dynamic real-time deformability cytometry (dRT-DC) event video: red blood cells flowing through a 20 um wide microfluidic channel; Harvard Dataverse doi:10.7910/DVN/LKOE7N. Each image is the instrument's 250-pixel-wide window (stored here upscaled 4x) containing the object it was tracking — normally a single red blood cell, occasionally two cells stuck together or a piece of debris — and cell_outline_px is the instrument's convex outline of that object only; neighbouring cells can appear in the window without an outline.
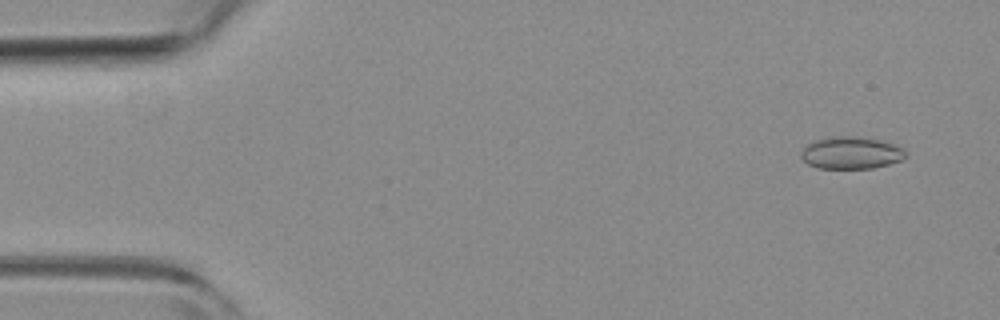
{"species": "common noctule bat (a hibernating species)", "species_latin": "Nyctalus noctula", "temperature_condition": "room temperature", "stored_images_in_passage": 7, "camera_frame_rate_fps": 3000, "um_per_image_px": 0.085, "animal": {"sex": "female", "body_mass_g": 19.3, "forearm_length_mm": 54.1}, "frame": {"image": 1, "passage_image": 2, "time_ms": 0.333, "image_size_px": [1000, 320], "cell_outline_px": [[904, 156], [900, 160], [888, 164], [872, 168], [816, 168], [808, 164], [800, 156], [800, 152], [808, 144], [816, 140], [840, 136], [860, 136], [880, 140], [896, 144], [904, 148]], "centroid_in_image_um": [72.34, 12.99], "position_along_channel_um": 12.7, "area_um2": 19.48}}
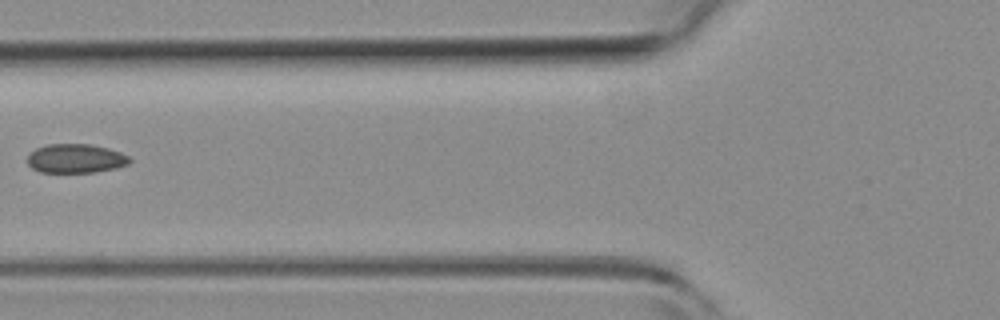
{"frame": {"image": 2, "passage_image": 6, "time_ms": 1.667, "image_size_px": [1000, 320], "cell_outline_px": [[132, 160], [128, 164], [116, 168], [96, 172], [40, 172], [32, 168], [28, 164], [28, 152], [44, 144], [92, 144], [108, 148], [120, 152], [128, 156]], "centroid_in_image_um": [6.42, 13.46], "position_along_channel_um": 119.4, "area_um2": 17.46}}
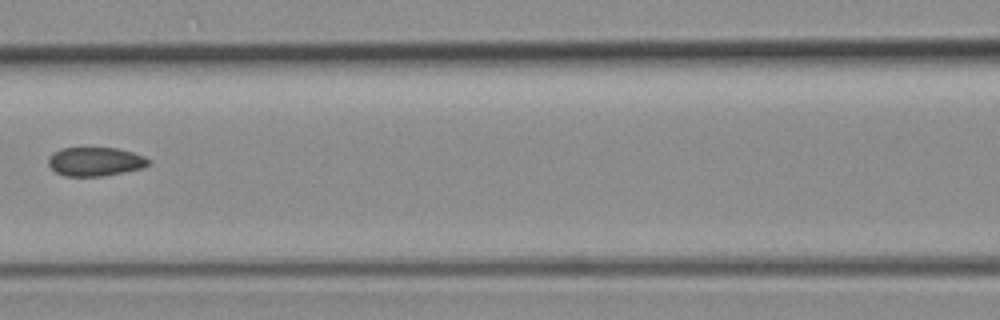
{"frame": {"image": 3, "passage_image": 7, "time_ms": 2.0, "image_size_px": [1000, 320], "cell_outline_px": [[152, 164], [144, 168], [104, 176], [64, 176], [56, 172], [48, 164], [48, 156], [64, 148], [116, 148], [132, 152], [144, 156], [152, 160]], "centroid_in_image_um": [8.16, 13.74], "position_along_channel_um": 158.4, "area_um2": 16.94}}